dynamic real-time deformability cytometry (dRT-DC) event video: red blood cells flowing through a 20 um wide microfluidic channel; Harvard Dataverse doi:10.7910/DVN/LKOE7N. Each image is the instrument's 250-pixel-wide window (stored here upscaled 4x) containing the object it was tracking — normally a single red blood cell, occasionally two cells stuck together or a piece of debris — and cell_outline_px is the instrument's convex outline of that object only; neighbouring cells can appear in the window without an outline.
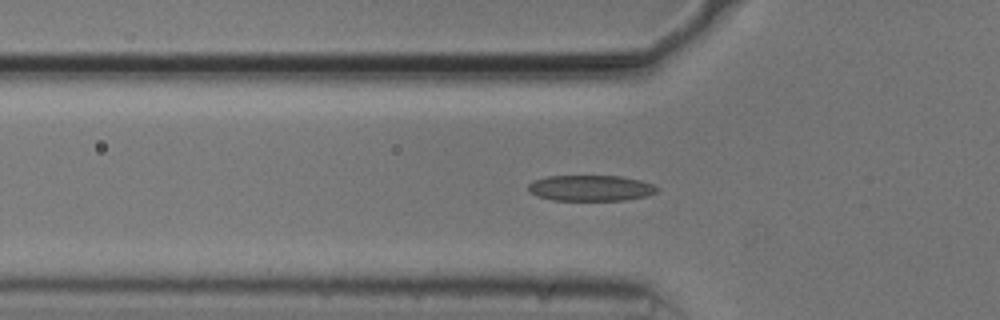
{"species": "common noctule bat (a hibernating species)", "species_latin": "Nyctalus noctula", "temperature_condition": "cold", "stored_images_in_passage": 48, "camera_frame_rate_fps": 3000, "um_per_image_px": 0.085, "animal": {"sex": "male", "body_mass_g": 20.5, "forearm_length_mm": 52.5}, "frame": {"image": 1, "passage_image": 18, "time_ms": 5.667, "image_size_px": [1000, 320], "cell_outline_px": [[660, 188], [656, 192], [648, 196], [624, 200], [552, 200], [536, 196], [528, 192], [528, 184], [532, 180], [548, 176], [620, 176], [640, 180], [652, 184]], "centroid_in_image_um": [50.18, 15.99], "position_along_channel_um": 75.6, "area_um2": 19.54}}
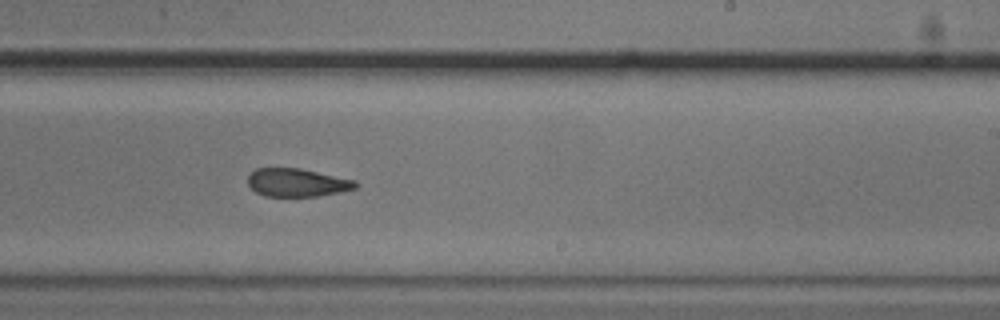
{"frame": {"image": 2, "passage_image": 33, "time_ms": 10.667, "image_size_px": [1000, 320], "cell_outline_px": [[360, 184], [356, 188], [340, 192], [320, 196], [264, 196], [256, 192], [248, 184], [248, 176], [256, 168], [300, 168], [356, 180]], "centroid_in_image_um": [25.28, 15.52], "position_along_channel_um": 263.7, "area_um2": 17.74}}
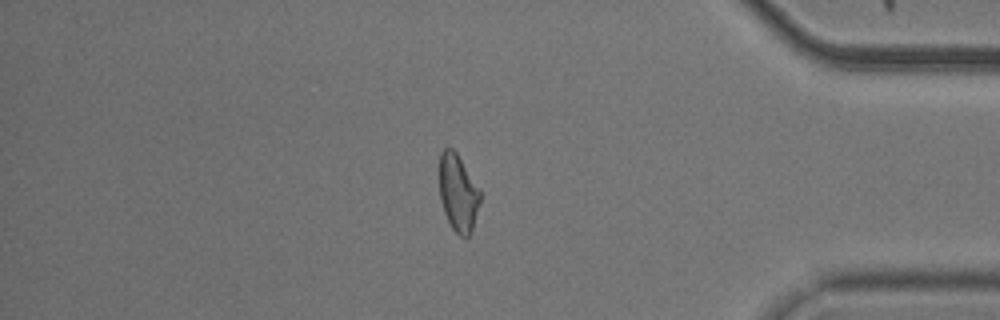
{"frame": {"image": 3, "passage_image": 46, "time_ms": 15.0, "image_size_px": [1000, 320], "cell_outline_px": [[480, 200], [472, 232], [468, 236], [460, 236], [452, 228], [444, 212], [440, 200], [440, 152], [444, 148], [452, 148], [456, 152], [480, 188]], "centroid_in_image_um": [38.95, 16.39], "position_along_channel_um": 396.3, "area_um2": 18.26}}